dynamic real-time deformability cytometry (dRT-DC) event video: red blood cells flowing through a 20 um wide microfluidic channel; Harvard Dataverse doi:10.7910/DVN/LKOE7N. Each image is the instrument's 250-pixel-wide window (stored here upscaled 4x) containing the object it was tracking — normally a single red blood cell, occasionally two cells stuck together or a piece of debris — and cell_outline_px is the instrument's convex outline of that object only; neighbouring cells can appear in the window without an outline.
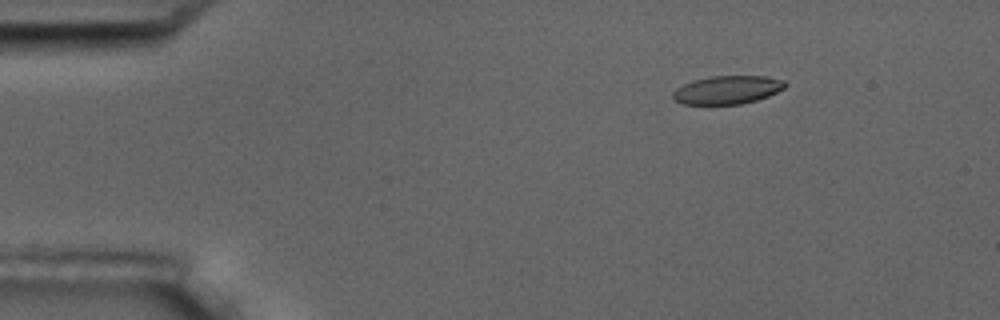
{"species": "common noctule bat (a hibernating species)", "species_latin": "Nyctalus noctula", "temperature_condition": "room temperature", "stored_images_in_passage": 4, "camera_frame_rate_fps": 3000, "um_per_image_px": 0.085, "animal": {"sex": "male", "body_mass_g": 17.5, "forearm_length_mm": 52.3}, "frame": {"image": 1, "passage_image": 2, "time_ms": 1.0, "image_size_px": [1000, 320], "cell_outline_px": [[788, 84], [784, 88], [768, 96], [756, 100], [740, 104], [680, 104], [672, 100], [672, 92], [676, 88], [692, 80], [712, 76], [768, 76], [784, 80]], "centroid_in_image_um": [61.8, 7.64], "position_along_channel_um": 23.2, "area_um2": 18.67}}